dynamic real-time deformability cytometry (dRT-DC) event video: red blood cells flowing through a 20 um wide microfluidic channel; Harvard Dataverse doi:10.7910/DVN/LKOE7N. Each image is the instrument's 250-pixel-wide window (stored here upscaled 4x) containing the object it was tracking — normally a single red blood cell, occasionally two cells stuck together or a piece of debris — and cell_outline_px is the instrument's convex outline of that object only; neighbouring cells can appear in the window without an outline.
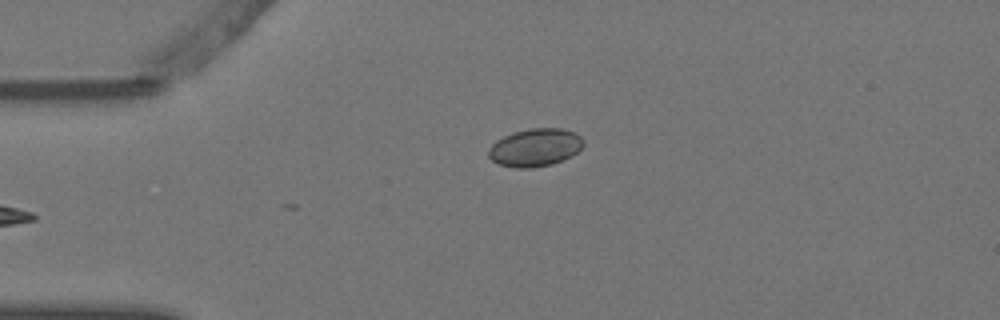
{"species": "Egyptian fruit bat (a non-hibernating species)", "species_latin": "Rousettus aegyptiacus", "temperature_condition": "warm", "stored_images_in_passage": 5, "camera_frame_rate_fps": 3000, "um_per_image_px": 0.085, "animal": {"sex": "female"}, "frame": {"image": 1, "passage_image": 5, "time_ms": 1.333, "image_size_px": [1000, 320], "cell_outline_px": [[584, 144], [572, 156], [552, 164], [532, 168], [516, 168], [500, 164], [492, 160], [488, 156], [488, 148], [496, 140], [512, 132], [532, 128], [560, 128], [576, 132], [584, 140]], "centroid_in_image_um": [45.48, 12.53], "position_along_channel_um": 39.5, "area_um2": 21.04}}